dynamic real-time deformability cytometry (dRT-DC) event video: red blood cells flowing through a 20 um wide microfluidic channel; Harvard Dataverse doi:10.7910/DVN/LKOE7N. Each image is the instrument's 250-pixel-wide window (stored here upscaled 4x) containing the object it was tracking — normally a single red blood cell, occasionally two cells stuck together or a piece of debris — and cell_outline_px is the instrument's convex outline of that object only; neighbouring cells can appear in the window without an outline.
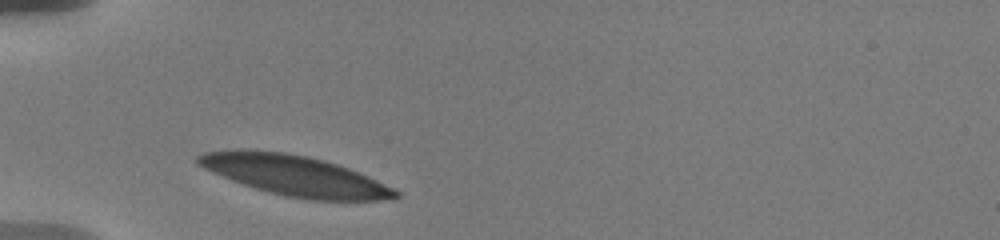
{"species": "human", "species_latin": "Homo sapiens", "temperature_condition": "warm", "stored_images_in_passage": 4, "camera_frame_rate_fps": 3000, "um_per_image_px": 0.085, "donor": {"sex": "male"}, "frame": {"image": 1, "passage_image": 1, "time_ms": 0.0, "image_size_px": [1000, 240], "cell_outline_px": [[400, 196], [380, 200], [308, 200], [268, 192], [232, 180], [212, 172], [196, 164], [196, 156], [204, 152], [284, 152], [308, 156], [324, 160], [348, 168], [376, 180], [400, 192]], "centroid_in_image_um": [25.1, 14.95], "position_along_channel_um": 59.9, "area_um2": 44.91}}
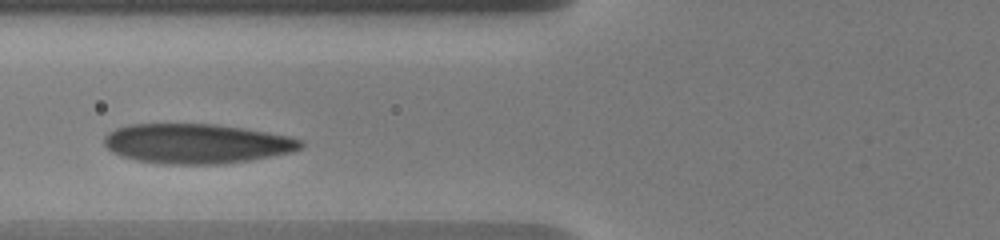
{"frame": {"image": 2, "passage_image": 3, "time_ms": 1.667, "image_size_px": [1000, 240], "cell_outline_px": [[304, 144], [300, 148], [292, 152], [248, 160], [224, 164], [160, 164], [136, 160], [120, 156], [112, 152], [104, 144], [104, 136], [108, 132], [116, 128], [128, 124], [216, 124], [244, 128], [268, 132], [288, 136], [304, 140]], "centroid_in_image_um": [16.69, 12.2], "position_along_channel_um": 109.1, "area_um2": 45.72}}